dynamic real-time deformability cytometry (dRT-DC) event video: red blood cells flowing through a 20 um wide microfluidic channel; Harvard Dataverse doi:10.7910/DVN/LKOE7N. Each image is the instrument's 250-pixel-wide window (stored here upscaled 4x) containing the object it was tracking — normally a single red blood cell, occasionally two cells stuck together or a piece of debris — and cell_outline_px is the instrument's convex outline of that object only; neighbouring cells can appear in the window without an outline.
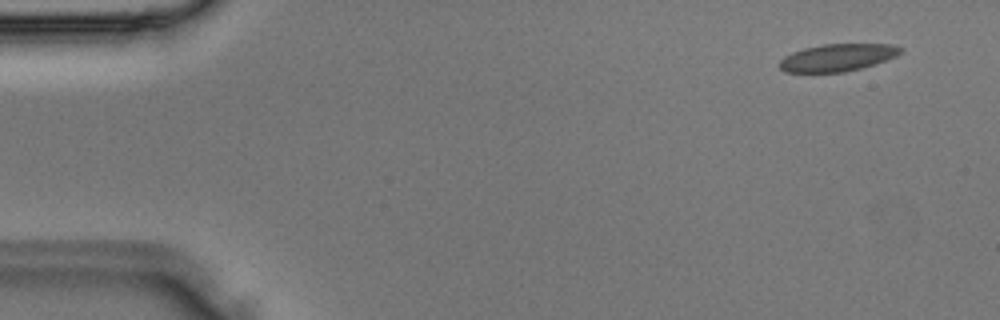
{"species": "Egyptian fruit bat (a non-hibernating species)", "species_latin": "Rousettus aegyptiacus", "temperature_condition": "room temperature", "stored_images_in_passage": 4, "camera_frame_rate_fps": 3000, "um_per_image_px": 0.085, "animal": {"sex": "male"}, "frame": {"image": 1, "passage_image": 1, "time_ms": 0.0, "image_size_px": [1000, 320], "cell_outline_px": [[904, 48], [896, 56], [860, 68], [844, 72], [784, 72], [776, 64], [784, 56], [792, 52], [804, 48], [824, 44], [892, 44]], "centroid_in_image_um": [71.13, 4.89], "position_along_channel_um": 13.9, "area_um2": 19.19}}